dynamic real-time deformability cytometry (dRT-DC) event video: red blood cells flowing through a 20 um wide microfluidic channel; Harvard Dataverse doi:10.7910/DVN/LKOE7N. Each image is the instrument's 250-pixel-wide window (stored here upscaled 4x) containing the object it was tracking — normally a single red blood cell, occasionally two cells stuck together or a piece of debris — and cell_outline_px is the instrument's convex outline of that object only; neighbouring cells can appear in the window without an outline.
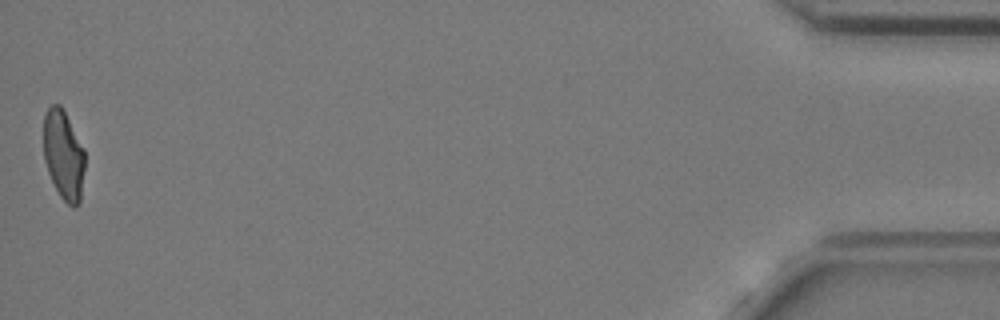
{"species": "common noctule bat (a hibernating species)", "species_latin": "Nyctalus noctula", "temperature_condition": "cold", "stored_images_in_passage": 41, "camera_frame_rate_fps": 3000, "um_per_image_px": 0.085, "animal": {"sex": "female", "body_mass_g": 24.6, "forearm_length_mm": 56.2}, "frame": {"image": 1, "passage_image": 41, "time_ms": 13.333, "image_size_px": [1000, 320], "cell_outline_px": [[84, 168], [80, 204], [76, 208], [72, 208], [60, 196], [48, 172], [44, 160], [44, 116], [48, 108], [52, 104], [60, 104], [84, 148]], "centroid_in_image_um": [5.41, 13.2], "position_along_channel_um": 429.8, "area_um2": 21.44}, "authors_computed_cell_mechanics": {"area_um2": 23.0044, "velocity_mm_per_s": 3.6832, "shape_relaxation_time_tau1_ms": 7.8392, "shape_relaxation_time_tau2_ms": 2.7333, "deformation_change_tau1": 0.1727, "deformation_change_tau2": 0.0849}}